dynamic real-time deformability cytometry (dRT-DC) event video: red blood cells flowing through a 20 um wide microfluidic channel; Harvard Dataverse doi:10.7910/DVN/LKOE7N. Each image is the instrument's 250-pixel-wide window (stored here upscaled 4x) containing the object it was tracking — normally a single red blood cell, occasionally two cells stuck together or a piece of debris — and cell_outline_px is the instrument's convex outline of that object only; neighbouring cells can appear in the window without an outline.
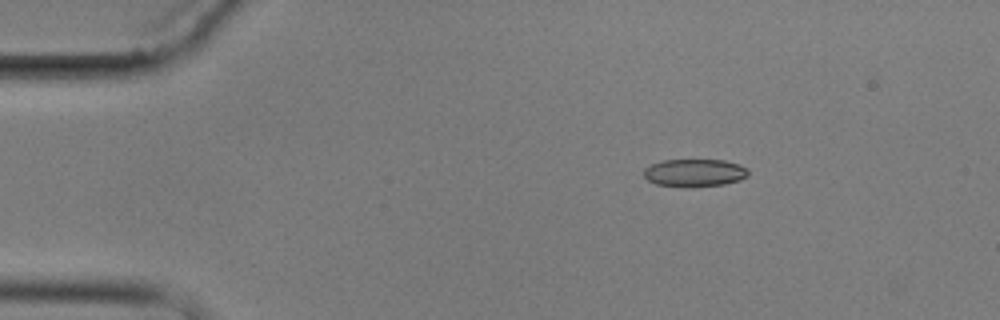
{"species": "common noctule bat (a hibernating species)", "species_latin": "Nyctalus noctula", "temperature_condition": "cold", "stored_images_in_passage": 6, "segment_of_instrument_passage": [2, 2], "camera_frame_rate_fps": 3000, "um_per_image_px": 0.085, "animal": {"sex": "male", "body_mass_g": 17.9}, "frame": {"image": 1, "passage_image": 6, "time_ms": 7.0, "image_size_px": [1000, 320], "cell_outline_px": [[748, 176], [740, 180], [724, 184], [692, 188], [684, 188], [656, 184], [648, 180], [644, 176], [644, 168], [652, 164], [664, 160], [724, 160], [740, 164], [748, 168]], "centroid_in_image_um": [59.06, 14.7], "position_along_channel_um": 25.9, "area_um2": 17.17}}